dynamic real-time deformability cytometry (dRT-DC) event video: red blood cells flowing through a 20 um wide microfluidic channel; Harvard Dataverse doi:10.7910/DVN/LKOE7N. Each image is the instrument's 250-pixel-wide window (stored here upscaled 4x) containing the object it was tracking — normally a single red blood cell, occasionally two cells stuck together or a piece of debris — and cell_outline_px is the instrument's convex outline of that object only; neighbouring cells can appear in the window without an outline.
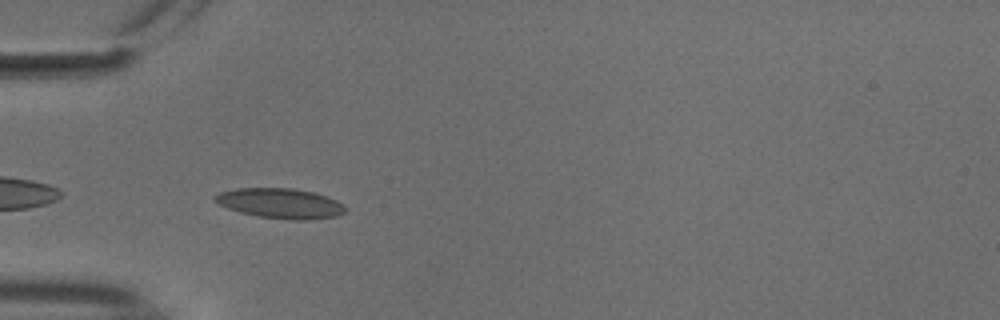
{"species": "common noctule bat (a hibernating species)", "species_latin": "Nyctalus noctula", "temperature_condition": "cold", "stored_images_in_passage": 35, "camera_frame_rate_fps": 3000, "um_per_image_px": 0.085, "animal": {"sex": "male", "body_mass_g": 18.8}, "frame": {"image": 1, "passage_image": 2, "time_ms": 0.333, "image_size_px": [1000, 320], "cell_outline_px": [[348, 208], [344, 212], [336, 216], [304, 220], [292, 220], [256, 216], [240, 212], [216, 204], [212, 200], [212, 196], [220, 192], [236, 188], [292, 188], [312, 192], [328, 196], [344, 204]], "centroid_in_image_um": [23.8, 17.28], "position_along_channel_um": 61.2, "area_um2": 23.06}}
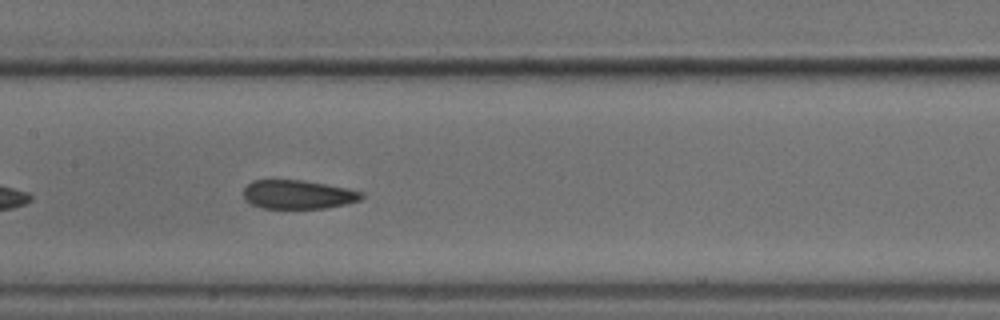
{"frame": {"image": 2, "passage_image": 12, "time_ms": 3.667, "image_size_px": [1000, 320], "cell_outline_px": [[364, 196], [360, 200], [344, 204], [324, 208], [264, 208], [252, 204], [244, 200], [244, 188], [252, 180], [304, 180], [348, 188], [364, 192]], "centroid_in_image_um": [25.34, 16.52], "position_along_channel_um": 182.1, "area_um2": 19.83}}
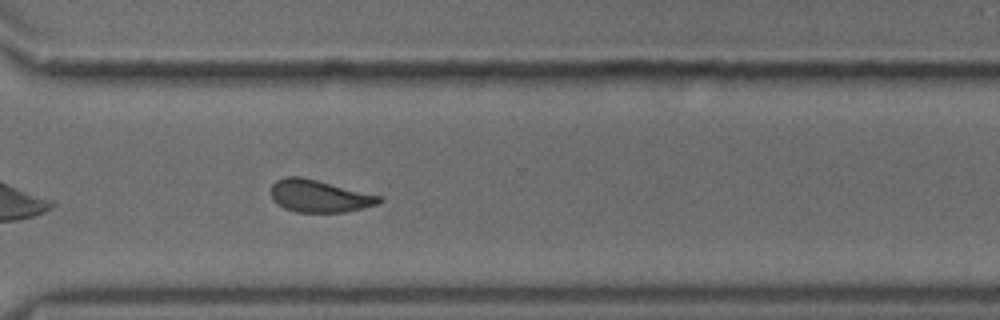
{"frame": {"image": 3, "passage_image": 25, "time_ms": 8.0, "image_size_px": [1000, 320], "cell_outline_px": [[384, 200], [380, 204], [364, 208], [344, 212], [296, 212], [284, 208], [276, 204], [272, 200], [268, 192], [272, 184], [276, 180], [284, 176], [300, 176], [380, 196]], "centroid_in_image_um": [27.08, 16.67], "position_along_channel_um": 343.5, "area_um2": 20.58}, "authors_computed_cell_mechanics": {"area_um2": 20.9236, "velocity_mm_per_s": 3.7404, "shape_relaxation_time_tau1_ms": 6.0186, "shape_relaxation_time_tau2_ms": 2.6771, "deformation_change_tau1": 0.1152, "deformation_change_tau2": 0.0793}}